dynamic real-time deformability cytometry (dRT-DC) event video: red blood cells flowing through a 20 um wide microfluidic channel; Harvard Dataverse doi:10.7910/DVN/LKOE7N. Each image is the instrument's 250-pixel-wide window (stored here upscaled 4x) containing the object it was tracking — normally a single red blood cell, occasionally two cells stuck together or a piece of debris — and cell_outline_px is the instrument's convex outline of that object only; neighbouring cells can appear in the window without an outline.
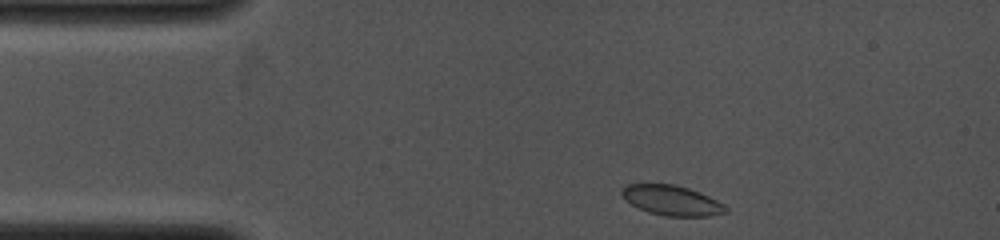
{"species": "common noctule bat (a hibernating species)", "species_latin": "Nyctalus noctula", "temperature_condition": "cold", "stored_images_in_passage": 19, "camera_frame_rate_fps": 4000, "um_per_image_px": 0.085, "animal": {"sex": "female", "body_mass_g": 19.0, "forearm_length_mm": 53.3}, "frame": {"image": 1, "passage_image": 1, "time_ms": 0.0, "image_size_px": [1000, 240], "cell_outline_px": [[728, 212], [708, 216], [664, 216], [648, 212], [632, 204], [620, 192], [628, 184], [672, 184], [688, 188], [700, 192], [724, 204], [728, 208]], "centroid_in_image_um": [57.14, 17.04], "position_along_channel_um": 27.9, "area_um2": 17.92}}
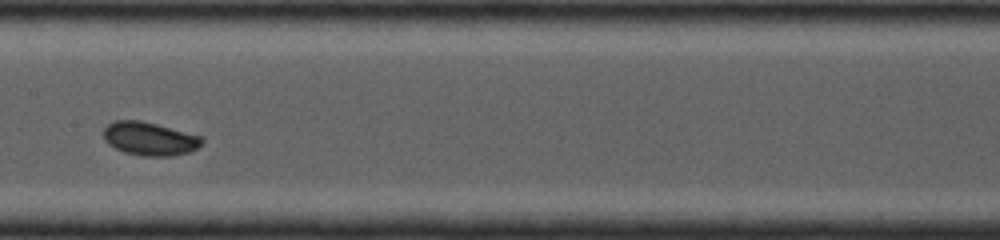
{"frame": {"image": 2, "passage_image": 12, "time_ms": 5.0, "image_size_px": [1000, 240], "cell_outline_px": [[204, 144], [188, 152], [172, 156], [144, 156], [124, 152], [108, 144], [104, 140], [104, 128], [108, 124], [116, 120], [140, 120], [204, 136]], "centroid_in_image_um": [12.75, 11.79], "position_along_channel_um": 194.6, "area_um2": 19.25}}
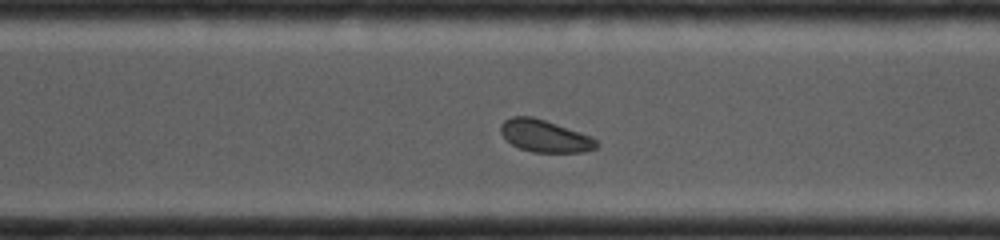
{"frame": {"image": 3, "passage_image": 19, "time_ms": 8.0, "image_size_px": [1000, 240], "cell_outline_px": [[600, 144], [596, 148], [584, 152], [532, 152], [520, 148], [512, 144], [500, 132], [500, 124], [504, 120], [512, 116], [532, 116], [592, 136]], "centroid_in_image_um": [46.32, 11.56], "position_along_channel_um": 324.3, "area_um2": 17.92}}